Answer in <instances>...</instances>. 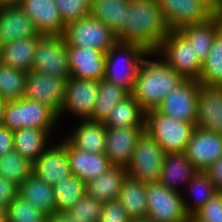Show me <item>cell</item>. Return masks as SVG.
<instances>
[{
    "label": "cell",
    "mask_w": 222,
    "mask_h": 222,
    "mask_svg": "<svg viewBox=\"0 0 222 222\" xmlns=\"http://www.w3.org/2000/svg\"><path fill=\"white\" fill-rule=\"evenodd\" d=\"M170 31L157 0H130L124 29L117 40L156 52Z\"/></svg>",
    "instance_id": "1"
},
{
    "label": "cell",
    "mask_w": 222,
    "mask_h": 222,
    "mask_svg": "<svg viewBox=\"0 0 222 222\" xmlns=\"http://www.w3.org/2000/svg\"><path fill=\"white\" fill-rule=\"evenodd\" d=\"M184 79L163 59H143L131 94L146 113L156 110L164 97Z\"/></svg>",
    "instance_id": "2"
},
{
    "label": "cell",
    "mask_w": 222,
    "mask_h": 222,
    "mask_svg": "<svg viewBox=\"0 0 222 222\" xmlns=\"http://www.w3.org/2000/svg\"><path fill=\"white\" fill-rule=\"evenodd\" d=\"M121 53L124 57L117 58V54L121 55ZM153 54L156 56L155 52H148L139 44L117 41L105 52L104 79L126 89L131 94L142 60ZM119 59L123 60V65Z\"/></svg>",
    "instance_id": "3"
},
{
    "label": "cell",
    "mask_w": 222,
    "mask_h": 222,
    "mask_svg": "<svg viewBox=\"0 0 222 222\" xmlns=\"http://www.w3.org/2000/svg\"><path fill=\"white\" fill-rule=\"evenodd\" d=\"M58 118V114L52 108L24 97L6 102L2 124L13 131L22 128H39L50 134Z\"/></svg>",
    "instance_id": "4"
},
{
    "label": "cell",
    "mask_w": 222,
    "mask_h": 222,
    "mask_svg": "<svg viewBox=\"0 0 222 222\" xmlns=\"http://www.w3.org/2000/svg\"><path fill=\"white\" fill-rule=\"evenodd\" d=\"M144 126L165 153L185 152L195 129L193 123L174 119L156 110L145 113Z\"/></svg>",
    "instance_id": "5"
},
{
    "label": "cell",
    "mask_w": 222,
    "mask_h": 222,
    "mask_svg": "<svg viewBox=\"0 0 222 222\" xmlns=\"http://www.w3.org/2000/svg\"><path fill=\"white\" fill-rule=\"evenodd\" d=\"M165 152L154 138L144 130L134 147L127 166L128 176L145 184L159 181Z\"/></svg>",
    "instance_id": "6"
},
{
    "label": "cell",
    "mask_w": 222,
    "mask_h": 222,
    "mask_svg": "<svg viewBox=\"0 0 222 222\" xmlns=\"http://www.w3.org/2000/svg\"><path fill=\"white\" fill-rule=\"evenodd\" d=\"M163 54V59L184 80L200 79L202 63L198 60L192 45L178 31L171 30L155 54Z\"/></svg>",
    "instance_id": "7"
},
{
    "label": "cell",
    "mask_w": 222,
    "mask_h": 222,
    "mask_svg": "<svg viewBox=\"0 0 222 222\" xmlns=\"http://www.w3.org/2000/svg\"><path fill=\"white\" fill-rule=\"evenodd\" d=\"M147 218L156 222H191L183 204V196L161 183L146 184Z\"/></svg>",
    "instance_id": "8"
},
{
    "label": "cell",
    "mask_w": 222,
    "mask_h": 222,
    "mask_svg": "<svg viewBox=\"0 0 222 222\" xmlns=\"http://www.w3.org/2000/svg\"><path fill=\"white\" fill-rule=\"evenodd\" d=\"M62 36L67 46L91 47L102 52L118 41L116 33L91 15L65 26Z\"/></svg>",
    "instance_id": "9"
},
{
    "label": "cell",
    "mask_w": 222,
    "mask_h": 222,
    "mask_svg": "<svg viewBox=\"0 0 222 222\" xmlns=\"http://www.w3.org/2000/svg\"><path fill=\"white\" fill-rule=\"evenodd\" d=\"M32 70L69 78L67 45L62 35H39Z\"/></svg>",
    "instance_id": "10"
},
{
    "label": "cell",
    "mask_w": 222,
    "mask_h": 222,
    "mask_svg": "<svg viewBox=\"0 0 222 222\" xmlns=\"http://www.w3.org/2000/svg\"><path fill=\"white\" fill-rule=\"evenodd\" d=\"M199 87L200 82L197 80H184L164 97L156 111L196 125Z\"/></svg>",
    "instance_id": "11"
},
{
    "label": "cell",
    "mask_w": 222,
    "mask_h": 222,
    "mask_svg": "<svg viewBox=\"0 0 222 222\" xmlns=\"http://www.w3.org/2000/svg\"><path fill=\"white\" fill-rule=\"evenodd\" d=\"M66 80L30 70L26 77L25 98L45 104L58 114L65 99Z\"/></svg>",
    "instance_id": "12"
},
{
    "label": "cell",
    "mask_w": 222,
    "mask_h": 222,
    "mask_svg": "<svg viewBox=\"0 0 222 222\" xmlns=\"http://www.w3.org/2000/svg\"><path fill=\"white\" fill-rule=\"evenodd\" d=\"M97 97L98 81L69 77L66 80L65 99L58 117L68 111L78 116V119H91Z\"/></svg>",
    "instance_id": "13"
},
{
    "label": "cell",
    "mask_w": 222,
    "mask_h": 222,
    "mask_svg": "<svg viewBox=\"0 0 222 222\" xmlns=\"http://www.w3.org/2000/svg\"><path fill=\"white\" fill-rule=\"evenodd\" d=\"M185 155L198 171L205 172L222 157V134L195 127Z\"/></svg>",
    "instance_id": "14"
},
{
    "label": "cell",
    "mask_w": 222,
    "mask_h": 222,
    "mask_svg": "<svg viewBox=\"0 0 222 222\" xmlns=\"http://www.w3.org/2000/svg\"><path fill=\"white\" fill-rule=\"evenodd\" d=\"M157 3L170 30L202 23L215 15L205 4L197 0H157Z\"/></svg>",
    "instance_id": "15"
},
{
    "label": "cell",
    "mask_w": 222,
    "mask_h": 222,
    "mask_svg": "<svg viewBox=\"0 0 222 222\" xmlns=\"http://www.w3.org/2000/svg\"><path fill=\"white\" fill-rule=\"evenodd\" d=\"M69 77L100 81L105 74V52L91 47L67 46Z\"/></svg>",
    "instance_id": "16"
},
{
    "label": "cell",
    "mask_w": 222,
    "mask_h": 222,
    "mask_svg": "<svg viewBox=\"0 0 222 222\" xmlns=\"http://www.w3.org/2000/svg\"><path fill=\"white\" fill-rule=\"evenodd\" d=\"M32 170L34 175L51 186L72 175L66 139L51 147L48 146L33 163Z\"/></svg>",
    "instance_id": "17"
},
{
    "label": "cell",
    "mask_w": 222,
    "mask_h": 222,
    "mask_svg": "<svg viewBox=\"0 0 222 222\" xmlns=\"http://www.w3.org/2000/svg\"><path fill=\"white\" fill-rule=\"evenodd\" d=\"M195 127L222 134V87L200 85Z\"/></svg>",
    "instance_id": "18"
},
{
    "label": "cell",
    "mask_w": 222,
    "mask_h": 222,
    "mask_svg": "<svg viewBox=\"0 0 222 222\" xmlns=\"http://www.w3.org/2000/svg\"><path fill=\"white\" fill-rule=\"evenodd\" d=\"M145 127L106 128L105 152L112 166L127 168Z\"/></svg>",
    "instance_id": "19"
},
{
    "label": "cell",
    "mask_w": 222,
    "mask_h": 222,
    "mask_svg": "<svg viewBox=\"0 0 222 222\" xmlns=\"http://www.w3.org/2000/svg\"><path fill=\"white\" fill-rule=\"evenodd\" d=\"M40 35H63L65 25L54 0H22L19 6Z\"/></svg>",
    "instance_id": "20"
},
{
    "label": "cell",
    "mask_w": 222,
    "mask_h": 222,
    "mask_svg": "<svg viewBox=\"0 0 222 222\" xmlns=\"http://www.w3.org/2000/svg\"><path fill=\"white\" fill-rule=\"evenodd\" d=\"M66 150L71 174L85 183L98 178L112 166L104 153H92L79 150L67 140Z\"/></svg>",
    "instance_id": "21"
},
{
    "label": "cell",
    "mask_w": 222,
    "mask_h": 222,
    "mask_svg": "<svg viewBox=\"0 0 222 222\" xmlns=\"http://www.w3.org/2000/svg\"><path fill=\"white\" fill-rule=\"evenodd\" d=\"M39 35L34 22L19 6L0 9V46Z\"/></svg>",
    "instance_id": "22"
},
{
    "label": "cell",
    "mask_w": 222,
    "mask_h": 222,
    "mask_svg": "<svg viewBox=\"0 0 222 222\" xmlns=\"http://www.w3.org/2000/svg\"><path fill=\"white\" fill-rule=\"evenodd\" d=\"M220 19L221 14H215L208 21L185 25L178 29L190 42L201 63L209 54L216 34L221 30Z\"/></svg>",
    "instance_id": "23"
},
{
    "label": "cell",
    "mask_w": 222,
    "mask_h": 222,
    "mask_svg": "<svg viewBox=\"0 0 222 222\" xmlns=\"http://www.w3.org/2000/svg\"><path fill=\"white\" fill-rule=\"evenodd\" d=\"M127 175L125 167L111 166L98 178L86 183V195L103 203L117 200Z\"/></svg>",
    "instance_id": "24"
},
{
    "label": "cell",
    "mask_w": 222,
    "mask_h": 222,
    "mask_svg": "<svg viewBox=\"0 0 222 222\" xmlns=\"http://www.w3.org/2000/svg\"><path fill=\"white\" fill-rule=\"evenodd\" d=\"M197 172L198 170L187 159L185 152L165 153L158 182L164 187L178 191L177 182L188 184Z\"/></svg>",
    "instance_id": "25"
},
{
    "label": "cell",
    "mask_w": 222,
    "mask_h": 222,
    "mask_svg": "<svg viewBox=\"0 0 222 222\" xmlns=\"http://www.w3.org/2000/svg\"><path fill=\"white\" fill-rule=\"evenodd\" d=\"M75 131L65 138L75 148L92 153L105 152L106 127L103 122L81 120Z\"/></svg>",
    "instance_id": "26"
},
{
    "label": "cell",
    "mask_w": 222,
    "mask_h": 222,
    "mask_svg": "<svg viewBox=\"0 0 222 222\" xmlns=\"http://www.w3.org/2000/svg\"><path fill=\"white\" fill-rule=\"evenodd\" d=\"M38 37L17 39L1 46L0 62L29 72L32 70Z\"/></svg>",
    "instance_id": "27"
},
{
    "label": "cell",
    "mask_w": 222,
    "mask_h": 222,
    "mask_svg": "<svg viewBox=\"0 0 222 222\" xmlns=\"http://www.w3.org/2000/svg\"><path fill=\"white\" fill-rule=\"evenodd\" d=\"M18 194L46 216L56 211L53 186L32 174L19 186Z\"/></svg>",
    "instance_id": "28"
},
{
    "label": "cell",
    "mask_w": 222,
    "mask_h": 222,
    "mask_svg": "<svg viewBox=\"0 0 222 222\" xmlns=\"http://www.w3.org/2000/svg\"><path fill=\"white\" fill-rule=\"evenodd\" d=\"M132 220L147 217L146 184L127 175L118 199Z\"/></svg>",
    "instance_id": "29"
},
{
    "label": "cell",
    "mask_w": 222,
    "mask_h": 222,
    "mask_svg": "<svg viewBox=\"0 0 222 222\" xmlns=\"http://www.w3.org/2000/svg\"><path fill=\"white\" fill-rule=\"evenodd\" d=\"M130 0H92L90 15L102 21L116 36L124 29Z\"/></svg>",
    "instance_id": "30"
},
{
    "label": "cell",
    "mask_w": 222,
    "mask_h": 222,
    "mask_svg": "<svg viewBox=\"0 0 222 222\" xmlns=\"http://www.w3.org/2000/svg\"><path fill=\"white\" fill-rule=\"evenodd\" d=\"M145 112L130 94L118 102L103 122L106 128L145 127Z\"/></svg>",
    "instance_id": "31"
},
{
    "label": "cell",
    "mask_w": 222,
    "mask_h": 222,
    "mask_svg": "<svg viewBox=\"0 0 222 222\" xmlns=\"http://www.w3.org/2000/svg\"><path fill=\"white\" fill-rule=\"evenodd\" d=\"M50 134L39 128H22L14 131V150L34 163L48 148Z\"/></svg>",
    "instance_id": "32"
},
{
    "label": "cell",
    "mask_w": 222,
    "mask_h": 222,
    "mask_svg": "<svg viewBox=\"0 0 222 222\" xmlns=\"http://www.w3.org/2000/svg\"><path fill=\"white\" fill-rule=\"evenodd\" d=\"M130 93L105 79L98 81V97L91 121L104 122L115 105L124 100Z\"/></svg>",
    "instance_id": "33"
},
{
    "label": "cell",
    "mask_w": 222,
    "mask_h": 222,
    "mask_svg": "<svg viewBox=\"0 0 222 222\" xmlns=\"http://www.w3.org/2000/svg\"><path fill=\"white\" fill-rule=\"evenodd\" d=\"M86 183L70 175L53 186L57 212L67 213L84 195H86Z\"/></svg>",
    "instance_id": "34"
},
{
    "label": "cell",
    "mask_w": 222,
    "mask_h": 222,
    "mask_svg": "<svg viewBox=\"0 0 222 222\" xmlns=\"http://www.w3.org/2000/svg\"><path fill=\"white\" fill-rule=\"evenodd\" d=\"M200 85L222 87V29L216 34L211 50L202 62Z\"/></svg>",
    "instance_id": "35"
},
{
    "label": "cell",
    "mask_w": 222,
    "mask_h": 222,
    "mask_svg": "<svg viewBox=\"0 0 222 222\" xmlns=\"http://www.w3.org/2000/svg\"><path fill=\"white\" fill-rule=\"evenodd\" d=\"M33 163L14 149L0 157V176L20 186L33 174Z\"/></svg>",
    "instance_id": "36"
},
{
    "label": "cell",
    "mask_w": 222,
    "mask_h": 222,
    "mask_svg": "<svg viewBox=\"0 0 222 222\" xmlns=\"http://www.w3.org/2000/svg\"><path fill=\"white\" fill-rule=\"evenodd\" d=\"M26 77L27 72L0 62V95L6 101L24 98Z\"/></svg>",
    "instance_id": "37"
},
{
    "label": "cell",
    "mask_w": 222,
    "mask_h": 222,
    "mask_svg": "<svg viewBox=\"0 0 222 222\" xmlns=\"http://www.w3.org/2000/svg\"><path fill=\"white\" fill-rule=\"evenodd\" d=\"M191 193L195 196V203L189 206L183 198V204L190 217L202 206H204L218 192L214 183L206 172L198 171L188 183ZM192 195V194H191ZM194 206V207H193Z\"/></svg>",
    "instance_id": "38"
},
{
    "label": "cell",
    "mask_w": 222,
    "mask_h": 222,
    "mask_svg": "<svg viewBox=\"0 0 222 222\" xmlns=\"http://www.w3.org/2000/svg\"><path fill=\"white\" fill-rule=\"evenodd\" d=\"M9 222H44L46 215L19 194L6 207Z\"/></svg>",
    "instance_id": "39"
},
{
    "label": "cell",
    "mask_w": 222,
    "mask_h": 222,
    "mask_svg": "<svg viewBox=\"0 0 222 222\" xmlns=\"http://www.w3.org/2000/svg\"><path fill=\"white\" fill-rule=\"evenodd\" d=\"M104 203L88 195L76 203L67 214L75 222H98Z\"/></svg>",
    "instance_id": "40"
},
{
    "label": "cell",
    "mask_w": 222,
    "mask_h": 222,
    "mask_svg": "<svg viewBox=\"0 0 222 222\" xmlns=\"http://www.w3.org/2000/svg\"><path fill=\"white\" fill-rule=\"evenodd\" d=\"M65 26L90 15L92 0H54Z\"/></svg>",
    "instance_id": "41"
},
{
    "label": "cell",
    "mask_w": 222,
    "mask_h": 222,
    "mask_svg": "<svg viewBox=\"0 0 222 222\" xmlns=\"http://www.w3.org/2000/svg\"><path fill=\"white\" fill-rule=\"evenodd\" d=\"M191 222H222V193H217L192 216Z\"/></svg>",
    "instance_id": "42"
},
{
    "label": "cell",
    "mask_w": 222,
    "mask_h": 222,
    "mask_svg": "<svg viewBox=\"0 0 222 222\" xmlns=\"http://www.w3.org/2000/svg\"><path fill=\"white\" fill-rule=\"evenodd\" d=\"M132 219L118 200L104 203L98 222H131Z\"/></svg>",
    "instance_id": "43"
},
{
    "label": "cell",
    "mask_w": 222,
    "mask_h": 222,
    "mask_svg": "<svg viewBox=\"0 0 222 222\" xmlns=\"http://www.w3.org/2000/svg\"><path fill=\"white\" fill-rule=\"evenodd\" d=\"M19 187L0 176V205L7 207L18 195Z\"/></svg>",
    "instance_id": "44"
},
{
    "label": "cell",
    "mask_w": 222,
    "mask_h": 222,
    "mask_svg": "<svg viewBox=\"0 0 222 222\" xmlns=\"http://www.w3.org/2000/svg\"><path fill=\"white\" fill-rule=\"evenodd\" d=\"M14 149V131L0 124V157Z\"/></svg>",
    "instance_id": "45"
},
{
    "label": "cell",
    "mask_w": 222,
    "mask_h": 222,
    "mask_svg": "<svg viewBox=\"0 0 222 222\" xmlns=\"http://www.w3.org/2000/svg\"><path fill=\"white\" fill-rule=\"evenodd\" d=\"M205 172L209 175L218 192L222 193V157L213 163Z\"/></svg>",
    "instance_id": "46"
},
{
    "label": "cell",
    "mask_w": 222,
    "mask_h": 222,
    "mask_svg": "<svg viewBox=\"0 0 222 222\" xmlns=\"http://www.w3.org/2000/svg\"><path fill=\"white\" fill-rule=\"evenodd\" d=\"M47 222H75L69 217L65 212H53L50 215L46 216Z\"/></svg>",
    "instance_id": "47"
},
{
    "label": "cell",
    "mask_w": 222,
    "mask_h": 222,
    "mask_svg": "<svg viewBox=\"0 0 222 222\" xmlns=\"http://www.w3.org/2000/svg\"><path fill=\"white\" fill-rule=\"evenodd\" d=\"M205 4L214 14H222V7L215 0H197Z\"/></svg>",
    "instance_id": "48"
},
{
    "label": "cell",
    "mask_w": 222,
    "mask_h": 222,
    "mask_svg": "<svg viewBox=\"0 0 222 222\" xmlns=\"http://www.w3.org/2000/svg\"><path fill=\"white\" fill-rule=\"evenodd\" d=\"M22 0H0V9L7 7H18Z\"/></svg>",
    "instance_id": "49"
},
{
    "label": "cell",
    "mask_w": 222,
    "mask_h": 222,
    "mask_svg": "<svg viewBox=\"0 0 222 222\" xmlns=\"http://www.w3.org/2000/svg\"><path fill=\"white\" fill-rule=\"evenodd\" d=\"M0 222H9L8 213L6 207L0 205Z\"/></svg>",
    "instance_id": "50"
},
{
    "label": "cell",
    "mask_w": 222,
    "mask_h": 222,
    "mask_svg": "<svg viewBox=\"0 0 222 222\" xmlns=\"http://www.w3.org/2000/svg\"><path fill=\"white\" fill-rule=\"evenodd\" d=\"M6 102L7 101L0 95V124L3 121V113H4Z\"/></svg>",
    "instance_id": "51"
},
{
    "label": "cell",
    "mask_w": 222,
    "mask_h": 222,
    "mask_svg": "<svg viewBox=\"0 0 222 222\" xmlns=\"http://www.w3.org/2000/svg\"><path fill=\"white\" fill-rule=\"evenodd\" d=\"M143 222H156V221L145 217V218H143Z\"/></svg>",
    "instance_id": "52"
},
{
    "label": "cell",
    "mask_w": 222,
    "mask_h": 222,
    "mask_svg": "<svg viewBox=\"0 0 222 222\" xmlns=\"http://www.w3.org/2000/svg\"><path fill=\"white\" fill-rule=\"evenodd\" d=\"M131 222H143V218L137 219V220H132Z\"/></svg>",
    "instance_id": "53"
},
{
    "label": "cell",
    "mask_w": 222,
    "mask_h": 222,
    "mask_svg": "<svg viewBox=\"0 0 222 222\" xmlns=\"http://www.w3.org/2000/svg\"><path fill=\"white\" fill-rule=\"evenodd\" d=\"M222 7V0H215Z\"/></svg>",
    "instance_id": "54"
},
{
    "label": "cell",
    "mask_w": 222,
    "mask_h": 222,
    "mask_svg": "<svg viewBox=\"0 0 222 222\" xmlns=\"http://www.w3.org/2000/svg\"><path fill=\"white\" fill-rule=\"evenodd\" d=\"M220 25H221V29H222V14H221V19H220Z\"/></svg>",
    "instance_id": "55"
}]
</instances>
